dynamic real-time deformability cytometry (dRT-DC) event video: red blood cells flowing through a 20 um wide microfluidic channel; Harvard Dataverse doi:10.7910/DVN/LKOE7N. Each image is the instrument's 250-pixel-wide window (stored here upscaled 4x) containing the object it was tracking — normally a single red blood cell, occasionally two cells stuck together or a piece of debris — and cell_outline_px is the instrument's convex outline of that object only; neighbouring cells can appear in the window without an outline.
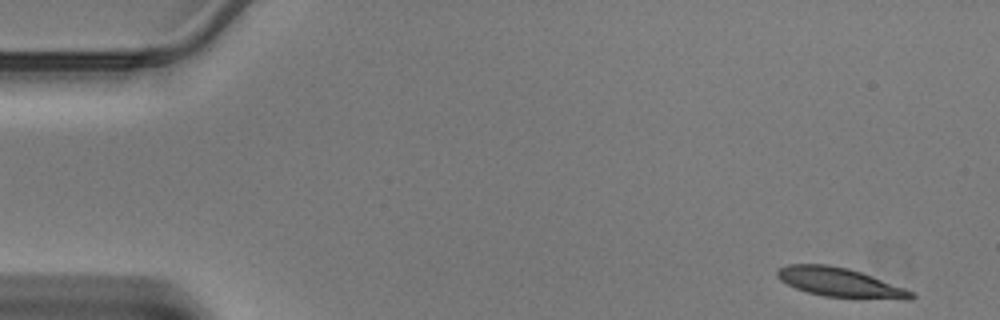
{"species": "Egyptian fruit bat (a non-hibernating species)", "species_latin": "Rousettus aegyptiacus", "temperature_condition": "warm", "stored_images_in_passage": 44, "camera_frame_rate_fps": 3000, "um_per_image_px": 0.085, "animal": {"sex": "male"}, "frame": {"image": 1, "passage_image": 1, "time_ms": 0.0, "image_size_px": [1000, 320], "cell_outline_px": [[916, 296], [912, 300], [904, 300], [824, 296], [808, 292], [796, 288], [780, 280], [776, 276], [776, 268], [788, 264], [828, 264], [848, 268], [872, 276], [916, 292]], "centroid_in_image_um": [71.43, 24.01], "position_along_channel_um": 13.6, "area_um2": 22.95}}
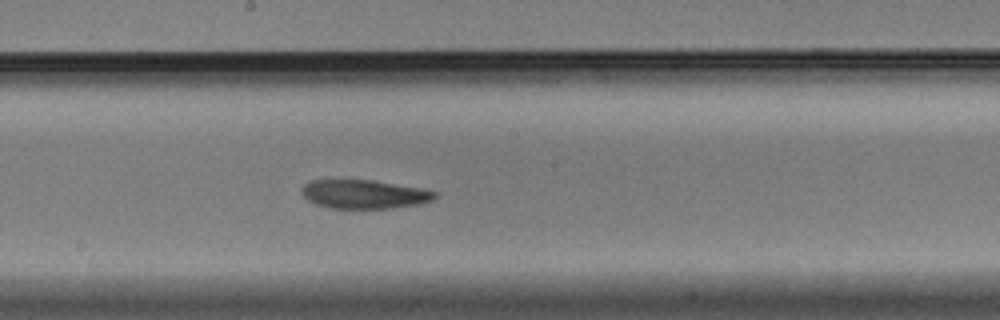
{"frame": {"image": 2, "passage_image": 23, "time_ms": 7.333, "image_size_px": [1000, 320], "cell_outline_px": [[436, 196], [432, 200], [420, 204], [392, 208], [328, 208], [316, 204], [308, 200], [304, 196], [304, 184], [312, 180], [372, 180], [424, 188], [436, 192]], "centroid_in_image_um": [31.0, 16.51], "position_along_channel_um": 217.2, "area_um2": 22.2}}
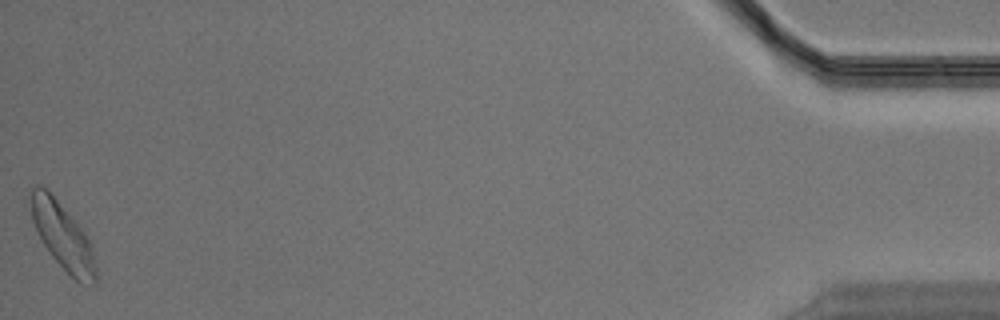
{"frame": {"image": 3, "passage_image": 44, "time_ms": 14.333, "image_size_px": [1000, 320], "cell_outline_px": [[96, 284], [80, 284], [52, 256], [44, 244], [32, 220], [32, 188], [36, 184], [40, 184], [48, 188], [84, 232], [88, 240], [96, 264]], "centroid_in_image_um": [5.34, 20.06], "position_along_channel_um": 429.9, "area_um2": 24.57}}